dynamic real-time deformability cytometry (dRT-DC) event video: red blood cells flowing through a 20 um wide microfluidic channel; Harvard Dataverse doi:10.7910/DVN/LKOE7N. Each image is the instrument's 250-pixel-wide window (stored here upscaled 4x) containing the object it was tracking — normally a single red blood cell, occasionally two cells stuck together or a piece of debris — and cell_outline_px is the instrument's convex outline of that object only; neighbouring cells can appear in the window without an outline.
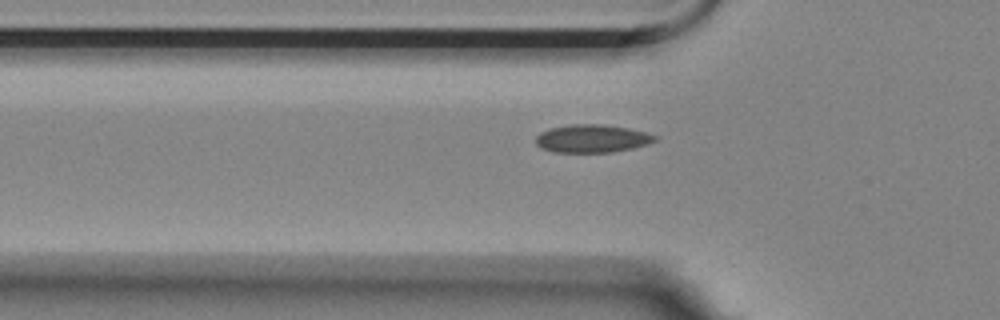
{"species": "Egyptian fruit bat (a non-hibernating species)", "species_latin": "Rousettus aegyptiacus", "temperature_condition": "room temperature", "stored_images_in_passage": 35, "camera_frame_rate_fps": 3000, "um_per_image_px": 0.085, "animal": {"sex": "female"}, "frame": {"image": 1, "passage_image": 5, "time_ms": 1.333, "image_size_px": [1000, 320], "cell_outline_px": [[660, 136], [656, 140], [648, 144], [632, 148], [612, 152], [552, 152], [540, 148], [536, 144], [536, 136], [540, 132], [548, 128], [572, 124], [604, 124], [628, 128]], "centroid_in_image_um": [50.31, 11.77], "position_along_channel_um": 75.5, "area_um2": 19.59}}
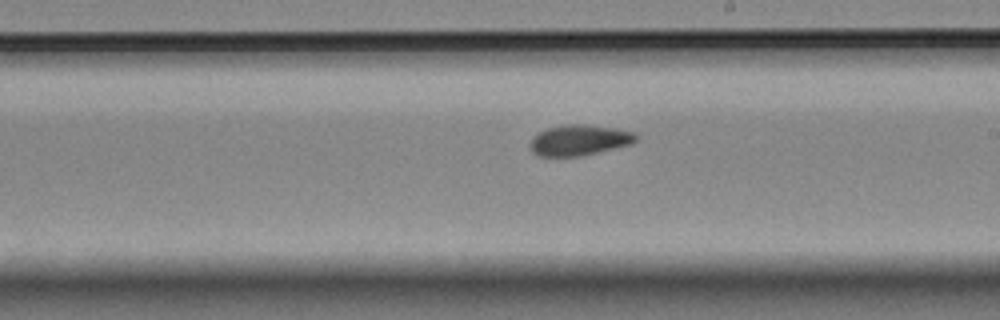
{"frame": {"image": 2, "passage_image": 19, "time_ms": 6.0, "image_size_px": [1000, 320], "cell_outline_px": [[640, 140], [632, 144], [580, 156], [536, 156], [528, 148], [528, 144], [532, 136], [548, 128], [568, 124], [584, 124], [616, 128], [632, 132], [640, 136]], "centroid_in_image_um": [49.23, 11.91], "position_along_channel_um": 239.8, "area_um2": 19.19}}
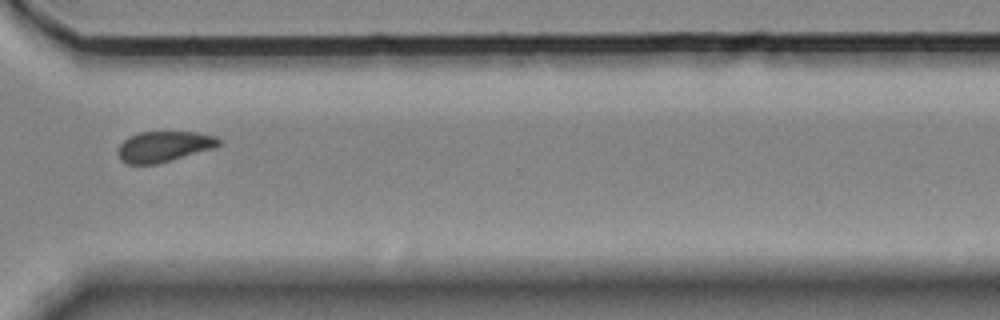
{"frame": {"image": 3, "passage_image": 29, "time_ms": 9.333, "image_size_px": [1000, 320], "cell_outline_px": [[220, 144], [216, 148], [156, 164], [128, 164], [120, 160], [116, 152], [120, 144], [128, 136], [140, 132], [196, 132], [216, 136], [220, 140]], "centroid_in_image_um": [13.92, 12.45], "position_along_channel_um": 356.7, "area_um2": 18.15}, "authors_computed_cell_mechanics": {"area_um2": 19.074, "velocity_mm_per_s": 3.5012, "shape_relaxation_time_tau1_ms": null, "shape_relaxation_time_tau2_ms": 6.5397, "deformation_change_tau1": null, "deformation_change_tau2": 0.059}}